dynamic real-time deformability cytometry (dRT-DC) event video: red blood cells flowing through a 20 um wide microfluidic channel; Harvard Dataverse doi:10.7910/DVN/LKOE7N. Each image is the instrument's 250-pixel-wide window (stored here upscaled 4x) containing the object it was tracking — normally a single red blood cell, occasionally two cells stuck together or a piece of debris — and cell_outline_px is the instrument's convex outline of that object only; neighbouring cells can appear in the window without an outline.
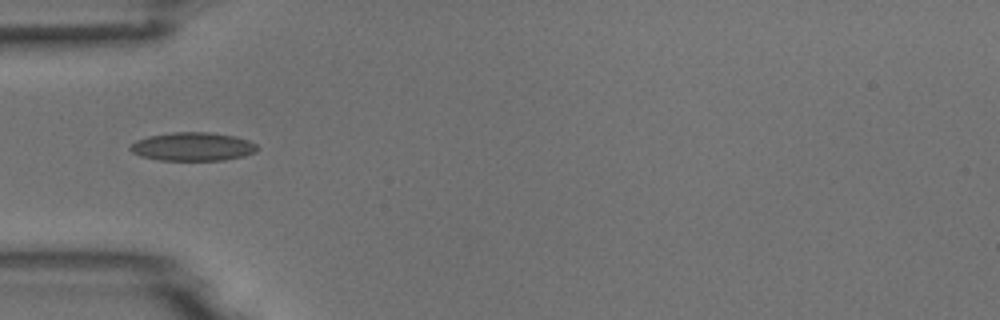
{"species": "common noctule bat (a hibernating species)", "species_latin": "Nyctalus noctula", "temperature_condition": "room temperature", "stored_images_in_passage": 2, "camera_frame_rate_fps": 3000, "um_per_image_px": 0.085, "animal": {"sex": "male", "body_mass_g": 18.8}, "frame": {"image": 1, "passage_image": 1, "time_ms": 0.0, "image_size_px": [1000, 320], "cell_outline_px": [[256, 152], [244, 156], [224, 160], [160, 160], [140, 156], [132, 152], [128, 148], [136, 140], [148, 136], [172, 132], [208, 132], [236, 136], [248, 140], [256, 144]], "centroid_in_image_um": [16.37, 12.46], "position_along_channel_um": 68.6, "area_um2": 21.1}}